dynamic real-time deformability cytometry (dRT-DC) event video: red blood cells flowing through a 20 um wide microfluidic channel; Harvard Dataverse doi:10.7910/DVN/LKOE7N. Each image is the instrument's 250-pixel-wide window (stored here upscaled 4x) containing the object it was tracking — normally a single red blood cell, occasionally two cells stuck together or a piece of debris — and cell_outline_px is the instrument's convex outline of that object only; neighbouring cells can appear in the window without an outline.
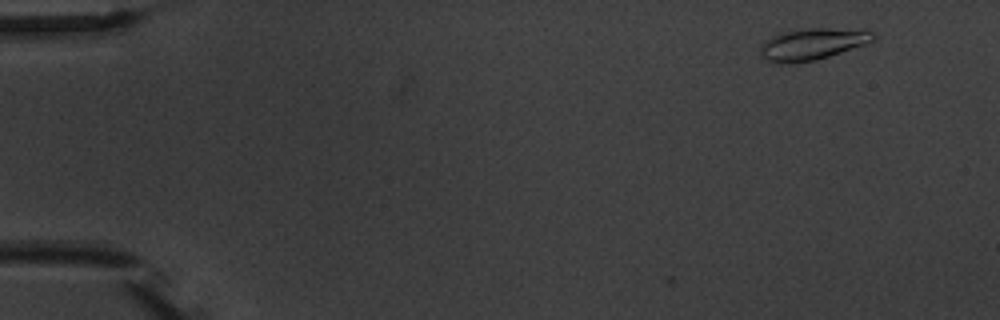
{"species": "common noctule bat (a hibernating species)", "species_latin": "Nyctalus noctula", "temperature_condition": "warm", "stored_images_in_passage": 2, "camera_frame_rate_fps": 3000, "um_per_image_px": 0.085, "animal": {"sex": "male", "body_mass_g": 20.1, "forearm_length_mm": 53.5}, "frame": {"image": 1, "passage_image": 2, "time_ms": 1.0, "image_size_px": [1000, 320], "cell_outline_px": [[880, 36], [864, 44], [816, 60], [792, 64], [776, 64], [768, 60], [760, 52], [760, 44], [764, 40], [780, 32], [808, 28], [828, 28], [872, 32]], "centroid_in_image_um": [68.97, 3.76], "position_along_channel_um": 16.0, "area_um2": 20.63}}